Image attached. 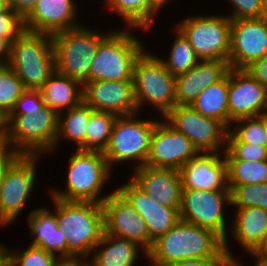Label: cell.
<instances>
[{
  "mask_svg": "<svg viewBox=\"0 0 267 266\" xmlns=\"http://www.w3.org/2000/svg\"><path fill=\"white\" fill-rule=\"evenodd\" d=\"M229 72L219 82L202 90L190 106L205 117L221 121L229 129Z\"/></svg>",
  "mask_w": 267,
  "mask_h": 266,
  "instance_id": "30",
  "label": "cell"
},
{
  "mask_svg": "<svg viewBox=\"0 0 267 266\" xmlns=\"http://www.w3.org/2000/svg\"><path fill=\"white\" fill-rule=\"evenodd\" d=\"M93 111L82 101L78 106L59 113L55 152L63 140L72 141L75 147L77 145L76 149L85 150V133Z\"/></svg>",
  "mask_w": 267,
  "mask_h": 266,
  "instance_id": "29",
  "label": "cell"
},
{
  "mask_svg": "<svg viewBox=\"0 0 267 266\" xmlns=\"http://www.w3.org/2000/svg\"><path fill=\"white\" fill-rule=\"evenodd\" d=\"M89 26H80L52 34L55 71L78 81L89 82L91 63L99 42L108 34Z\"/></svg>",
  "mask_w": 267,
  "mask_h": 266,
  "instance_id": "6",
  "label": "cell"
},
{
  "mask_svg": "<svg viewBox=\"0 0 267 266\" xmlns=\"http://www.w3.org/2000/svg\"><path fill=\"white\" fill-rule=\"evenodd\" d=\"M176 26L200 60H229L231 19L226 15H189Z\"/></svg>",
  "mask_w": 267,
  "mask_h": 266,
  "instance_id": "11",
  "label": "cell"
},
{
  "mask_svg": "<svg viewBox=\"0 0 267 266\" xmlns=\"http://www.w3.org/2000/svg\"><path fill=\"white\" fill-rule=\"evenodd\" d=\"M267 55V24L261 18L231 20L229 65L245 69Z\"/></svg>",
  "mask_w": 267,
  "mask_h": 266,
  "instance_id": "14",
  "label": "cell"
},
{
  "mask_svg": "<svg viewBox=\"0 0 267 266\" xmlns=\"http://www.w3.org/2000/svg\"><path fill=\"white\" fill-rule=\"evenodd\" d=\"M50 199L58 227L65 230L67 258L87 259L105 232L102 204L68 201L52 196Z\"/></svg>",
  "mask_w": 267,
  "mask_h": 266,
  "instance_id": "2",
  "label": "cell"
},
{
  "mask_svg": "<svg viewBox=\"0 0 267 266\" xmlns=\"http://www.w3.org/2000/svg\"><path fill=\"white\" fill-rule=\"evenodd\" d=\"M147 253L134 241L104 232L87 262L88 266H136L138 257L147 258Z\"/></svg>",
  "mask_w": 267,
  "mask_h": 266,
  "instance_id": "26",
  "label": "cell"
},
{
  "mask_svg": "<svg viewBox=\"0 0 267 266\" xmlns=\"http://www.w3.org/2000/svg\"><path fill=\"white\" fill-rule=\"evenodd\" d=\"M76 0H37L32 11L23 19L24 29L54 34L82 24L77 19Z\"/></svg>",
  "mask_w": 267,
  "mask_h": 266,
  "instance_id": "21",
  "label": "cell"
},
{
  "mask_svg": "<svg viewBox=\"0 0 267 266\" xmlns=\"http://www.w3.org/2000/svg\"><path fill=\"white\" fill-rule=\"evenodd\" d=\"M0 266H4V250L3 244L0 242Z\"/></svg>",
  "mask_w": 267,
  "mask_h": 266,
  "instance_id": "52",
  "label": "cell"
},
{
  "mask_svg": "<svg viewBox=\"0 0 267 266\" xmlns=\"http://www.w3.org/2000/svg\"><path fill=\"white\" fill-rule=\"evenodd\" d=\"M146 49L134 65L133 87L138 113L146 105L164 118L175 107V76L163 64L159 55Z\"/></svg>",
  "mask_w": 267,
  "mask_h": 266,
  "instance_id": "7",
  "label": "cell"
},
{
  "mask_svg": "<svg viewBox=\"0 0 267 266\" xmlns=\"http://www.w3.org/2000/svg\"><path fill=\"white\" fill-rule=\"evenodd\" d=\"M82 98L94 111L110 112L117 116L138 113L133 80L86 82Z\"/></svg>",
  "mask_w": 267,
  "mask_h": 266,
  "instance_id": "19",
  "label": "cell"
},
{
  "mask_svg": "<svg viewBox=\"0 0 267 266\" xmlns=\"http://www.w3.org/2000/svg\"><path fill=\"white\" fill-rule=\"evenodd\" d=\"M132 173L130 178L151 198L161 205L180 208L182 184L179 171L144 165Z\"/></svg>",
  "mask_w": 267,
  "mask_h": 266,
  "instance_id": "23",
  "label": "cell"
},
{
  "mask_svg": "<svg viewBox=\"0 0 267 266\" xmlns=\"http://www.w3.org/2000/svg\"><path fill=\"white\" fill-rule=\"evenodd\" d=\"M265 132L267 137V113L265 114ZM266 148H267V140H266Z\"/></svg>",
  "mask_w": 267,
  "mask_h": 266,
  "instance_id": "55",
  "label": "cell"
},
{
  "mask_svg": "<svg viewBox=\"0 0 267 266\" xmlns=\"http://www.w3.org/2000/svg\"><path fill=\"white\" fill-rule=\"evenodd\" d=\"M248 255L250 256V258H255V261H254L255 263L253 266H267V260L258 257L256 254H248ZM240 260L241 259H239V257L235 255L234 257L228 259V263L231 266H245L244 261L242 262V260L241 261ZM243 263H244V265H243ZM246 266H248V265L246 264Z\"/></svg>",
  "mask_w": 267,
  "mask_h": 266,
  "instance_id": "47",
  "label": "cell"
},
{
  "mask_svg": "<svg viewBox=\"0 0 267 266\" xmlns=\"http://www.w3.org/2000/svg\"><path fill=\"white\" fill-rule=\"evenodd\" d=\"M103 201L105 233L124 237L149 251L148 228L142 217L116 189Z\"/></svg>",
  "mask_w": 267,
  "mask_h": 266,
  "instance_id": "17",
  "label": "cell"
},
{
  "mask_svg": "<svg viewBox=\"0 0 267 266\" xmlns=\"http://www.w3.org/2000/svg\"><path fill=\"white\" fill-rule=\"evenodd\" d=\"M266 140L265 114L233 121L227 135V142H246L266 146Z\"/></svg>",
  "mask_w": 267,
  "mask_h": 266,
  "instance_id": "34",
  "label": "cell"
},
{
  "mask_svg": "<svg viewBox=\"0 0 267 266\" xmlns=\"http://www.w3.org/2000/svg\"><path fill=\"white\" fill-rule=\"evenodd\" d=\"M117 115L110 112L93 111L85 133V150L101 151L107 148L112 127Z\"/></svg>",
  "mask_w": 267,
  "mask_h": 266,
  "instance_id": "33",
  "label": "cell"
},
{
  "mask_svg": "<svg viewBox=\"0 0 267 266\" xmlns=\"http://www.w3.org/2000/svg\"><path fill=\"white\" fill-rule=\"evenodd\" d=\"M46 207H35L26 217L32 238L30 245L41 247L59 258H67L65 230L58 227L55 210Z\"/></svg>",
  "mask_w": 267,
  "mask_h": 266,
  "instance_id": "25",
  "label": "cell"
},
{
  "mask_svg": "<svg viewBox=\"0 0 267 266\" xmlns=\"http://www.w3.org/2000/svg\"><path fill=\"white\" fill-rule=\"evenodd\" d=\"M18 155L6 137L0 138V181L7 167Z\"/></svg>",
  "mask_w": 267,
  "mask_h": 266,
  "instance_id": "42",
  "label": "cell"
},
{
  "mask_svg": "<svg viewBox=\"0 0 267 266\" xmlns=\"http://www.w3.org/2000/svg\"><path fill=\"white\" fill-rule=\"evenodd\" d=\"M185 259H227L224 241L212 230L180 220L147 253L148 266H171Z\"/></svg>",
  "mask_w": 267,
  "mask_h": 266,
  "instance_id": "1",
  "label": "cell"
},
{
  "mask_svg": "<svg viewBox=\"0 0 267 266\" xmlns=\"http://www.w3.org/2000/svg\"><path fill=\"white\" fill-rule=\"evenodd\" d=\"M229 128L232 122L267 113V88L245 69L229 70Z\"/></svg>",
  "mask_w": 267,
  "mask_h": 266,
  "instance_id": "16",
  "label": "cell"
},
{
  "mask_svg": "<svg viewBox=\"0 0 267 266\" xmlns=\"http://www.w3.org/2000/svg\"><path fill=\"white\" fill-rule=\"evenodd\" d=\"M260 18L267 24V0H264L263 11Z\"/></svg>",
  "mask_w": 267,
  "mask_h": 266,
  "instance_id": "51",
  "label": "cell"
},
{
  "mask_svg": "<svg viewBox=\"0 0 267 266\" xmlns=\"http://www.w3.org/2000/svg\"><path fill=\"white\" fill-rule=\"evenodd\" d=\"M41 155H18L0 181V227H8L22 214L35 189Z\"/></svg>",
  "mask_w": 267,
  "mask_h": 266,
  "instance_id": "10",
  "label": "cell"
},
{
  "mask_svg": "<svg viewBox=\"0 0 267 266\" xmlns=\"http://www.w3.org/2000/svg\"><path fill=\"white\" fill-rule=\"evenodd\" d=\"M44 106L40 90H26L8 115H33Z\"/></svg>",
  "mask_w": 267,
  "mask_h": 266,
  "instance_id": "40",
  "label": "cell"
},
{
  "mask_svg": "<svg viewBox=\"0 0 267 266\" xmlns=\"http://www.w3.org/2000/svg\"><path fill=\"white\" fill-rule=\"evenodd\" d=\"M228 205H232L230 190L182 189L180 220L212 230L225 241L230 230L225 214Z\"/></svg>",
  "mask_w": 267,
  "mask_h": 266,
  "instance_id": "12",
  "label": "cell"
},
{
  "mask_svg": "<svg viewBox=\"0 0 267 266\" xmlns=\"http://www.w3.org/2000/svg\"><path fill=\"white\" fill-rule=\"evenodd\" d=\"M228 259H185L171 266H225Z\"/></svg>",
  "mask_w": 267,
  "mask_h": 266,
  "instance_id": "45",
  "label": "cell"
},
{
  "mask_svg": "<svg viewBox=\"0 0 267 266\" xmlns=\"http://www.w3.org/2000/svg\"><path fill=\"white\" fill-rule=\"evenodd\" d=\"M10 52V43L0 37V65H7Z\"/></svg>",
  "mask_w": 267,
  "mask_h": 266,
  "instance_id": "48",
  "label": "cell"
},
{
  "mask_svg": "<svg viewBox=\"0 0 267 266\" xmlns=\"http://www.w3.org/2000/svg\"><path fill=\"white\" fill-rule=\"evenodd\" d=\"M229 4L232 12L227 16L231 20L260 18L264 0H229Z\"/></svg>",
  "mask_w": 267,
  "mask_h": 266,
  "instance_id": "41",
  "label": "cell"
},
{
  "mask_svg": "<svg viewBox=\"0 0 267 266\" xmlns=\"http://www.w3.org/2000/svg\"><path fill=\"white\" fill-rule=\"evenodd\" d=\"M232 217L231 233L224 241V253L227 259L235 256L228 239L230 235L246 254H255L267 237V210L259 207L236 208ZM234 220V221H233Z\"/></svg>",
  "mask_w": 267,
  "mask_h": 266,
  "instance_id": "22",
  "label": "cell"
},
{
  "mask_svg": "<svg viewBox=\"0 0 267 266\" xmlns=\"http://www.w3.org/2000/svg\"><path fill=\"white\" fill-rule=\"evenodd\" d=\"M5 137V118L0 115V138Z\"/></svg>",
  "mask_w": 267,
  "mask_h": 266,
  "instance_id": "50",
  "label": "cell"
},
{
  "mask_svg": "<svg viewBox=\"0 0 267 266\" xmlns=\"http://www.w3.org/2000/svg\"><path fill=\"white\" fill-rule=\"evenodd\" d=\"M161 120L154 127L146 165L179 171L183 164L199 152L185 135Z\"/></svg>",
  "mask_w": 267,
  "mask_h": 266,
  "instance_id": "15",
  "label": "cell"
},
{
  "mask_svg": "<svg viewBox=\"0 0 267 266\" xmlns=\"http://www.w3.org/2000/svg\"><path fill=\"white\" fill-rule=\"evenodd\" d=\"M185 135L198 152H224L229 129L219 120L208 118L190 105H175L163 118Z\"/></svg>",
  "mask_w": 267,
  "mask_h": 266,
  "instance_id": "13",
  "label": "cell"
},
{
  "mask_svg": "<svg viewBox=\"0 0 267 266\" xmlns=\"http://www.w3.org/2000/svg\"><path fill=\"white\" fill-rule=\"evenodd\" d=\"M7 65L26 90H40L55 72L52 35L24 30L10 43Z\"/></svg>",
  "mask_w": 267,
  "mask_h": 266,
  "instance_id": "4",
  "label": "cell"
},
{
  "mask_svg": "<svg viewBox=\"0 0 267 266\" xmlns=\"http://www.w3.org/2000/svg\"><path fill=\"white\" fill-rule=\"evenodd\" d=\"M231 191V207H259L267 210V182L228 186Z\"/></svg>",
  "mask_w": 267,
  "mask_h": 266,
  "instance_id": "37",
  "label": "cell"
},
{
  "mask_svg": "<svg viewBox=\"0 0 267 266\" xmlns=\"http://www.w3.org/2000/svg\"><path fill=\"white\" fill-rule=\"evenodd\" d=\"M26 91L22 81L8 65H0V115L8 116L16 101Z\"/></svg>",
  "mask_w": 267,
  "mask_h": 266,
  "instance_id": "36",
  "label": "cell"
},
{
  "mask_svg": "<svg viewBox=\"0 0 267 266\" xmlns=\"http://www.w3.org/2000/svg\"><path fill=\"white\" fill-rule=\"evenodd\" d=\"M83 86L76 80L55 71L40 92L46 106L58 114L78 106L82 101Z\"/></svg>",
  "mask_w": 267,
  "mask_h": 266,
  "instance_id": "27",
  "label": "cell"
},
{
  "mask_svg": "<svg viewBox=\"0 0 267 266\" xmlns=\"http://www.w3.org/2000/svg\"><path fill=\"white\" fill-rule=\"evenodd\" d=\"M54 266H88V262L81 257L60 258Z\"/></svg>",
  "mask_w": 267,
  "mask_h": 266,
  "instance_id": "46",
  "label": "cell"
},
{
  "mask_svg": "<svg viewBox=\"0 0 267 266\" xmlns=\"http://www.w3.org/2000/svg\"><path fill=\"white\" fill-rule=\"evenodd\" d=\"M68 158L65 189L50 188L49 196L68 201L103 203L110 194L103 195L104 186L113 172L101 151L75 149ZM53 189V190H52ZM101 192V194H100ZM100 195V196H99Z\"/></svg>",
  "mask_w": 267,
  "mask_h": 266,
  "instance_id": "3",
  "label": "cell"
},
{
  "mask_svg": "<svg viewBox=\"0 0 267 266\" xmlns=\"http://www.w3.org/2000/svg\"><path fill=\"white\" fill-rule=\"evenodd\" d=\"M230 69L225 60H200L175 77V105H190L202 90L222 80Z\"/></svg>",
  "mask_w": 267,
  "mask_h": 266,
  "instance_id": "24",
  "label": "cell"
},
{
  "mask_svg": "<svg viewBox=\"0 0 267 266\" xmlns=\"http://www.w3.org/2000/svg\"><path fill=\"white\" fill-rule=\"evenodd\" d=\"M37 0H6L7 6L12 8L24 19L34 8Z\"/></svg>",
  "mask_w": 267,
  "mask_h": 266,
  "instance_id": "44",
  "label": "cell"
},
{
  "mask_svg": "<svg viewBox=\"0 0 267 266\" xmlns=\"http://www.w3.org/2000/svg\"><path fill=\"white\" fill-rule=\"evenodd\" d=\"M102 2L112 14L115 12L122 21L124 20V28L140 29L145 31L144 33L155 28L152 27L154 18L162 10L154 0H104Z\"/></svg>",
  "mask_w": 267,
  "mask_h": 266,
  "instance_id": "28",
  "label": "cell"
},
{
  "mask_svg": "<svg viewBox=\"0 0 267 266\" xmlns=\"http://www.w3.org/2000/svg\"><path fill=\"white\" fill-rule=\"evenodd\" d=\"M225 160L227 162L228 186L261 184L267 182V160Z\"/></svg>",
  "mask_w": 267,
  "mask_h": 266,
  "instance_id": "32",
  "label": "cell"
},
{
  "mask_svg": "<svg viewBox=\"0 0 267 266\" xmlns=\"http://www.w3.org/2000/svg\"><path fill=\"white\" fill-rule=\"evenodd\" d=\"M132 30L138 29L108 30L91 63L89 82L133 80L135 62L146 47Z\"/></svg>",
  "mask_w": 267,
  "mask_h": 266,
  "instance_id": "5",
  "label": "cell"
},
{
  "mask_svg": "<svg viewBox=\"0 0 267 266\" xmlns=\"http://www.w3.org/2000/svg\"><path fill=\"white\" fill-rule=\"evenodd\" d=\"M59 114L44 106L33 115H8L5 137L19 155L53 154Z\"/></svg>",
  "mask_w": 267,
  "mask_h": 266,
  "instance_id": "9",
  "label": "cell"
},
{
  "mask_svg": "<svg viewBox=\"0 0 267 266\" xmlns=\"http://www.w3.org/2000/svg\"><path fill=\"white\" fill-rule=\"evenodd\" d=\"M223 154L225 159H240L246 161L267 160L266 146L246 142H227Z\"/></svg>",
  "mask_w": 267,
  "mask_h": 266,
  "instance_id": "38",
  "label": "cell"
},
{
  "mask_svg": "<svg viewBox=\"0 0 267 266\" xmlns=\"http://www.w3.org/2000/svg\"><path fill=\"white\" fill-rule=\"evenodd\" d=\"M117 189L145 221L149 234V250L153 242L180 221V208L161 205L151 198L131 178Z\"/></svg>",
  "mask_w": 267,
  "mask_h": 266,
  "instance_id": "18",
  "label": "cell"
},
{
  "mask_svg": "<svg viewBox=\"0 0 267 266\" xmlns=\"http://www.w3.org/2000/svg\"><path fill=\"white\" fill-rule=\"evenodd\" d=\"M27 247L24 251L20 248L14 250L3 244L4 266H54L60 259L41 247L30 244Z\"/></svg>",
  "mask_w": 267,
  "mask_h": 266,
  "instance_id": "35",
  "label": "cell"
},
{
  "mask_svg": "<svg viewBox=\"0 0 267 266\" xmlns=\"http://www.w3.org/2000/svg\"><path fill=\"white\" fill-rule=\"evenodd\" d=\"M138 114L117 116L113 124L110 141L103 152L111 170L120 163L133 161L134 170L147 163L151 136L160 119L158 116L141 119Z\"/></svg>",
  "mask_w": 267,
  "mask_h": 266,
  "instance_id": "8",
  "label": "cell"
},
{
  "mask_svg": "<svg viewBox=\"0 0 267 266\" xmlns=\"http://www.w3.org/2000/svg\"><path fill=\"white\" fill-rule=\"evenodd\" d=\"M162 9L164 7V5H166V2L171 1V0H154Z\"/></svg>",
  "mask_w": 267,
  "mask_h": 266,
  "instance_id": "53",
  "label": "cell"
},
{
  "mask_svg": "<svg viewBox=\"0 0 267 266\" xmlns=\"http://www.w3.org/2000/svg\"><path fill=\"white\" fill-rule=\"evenodd\" d=\"M258 257L267 260V237L260 249L255 253Z\"/></svg>",
  "mask_w": 267,
  "mask_h": 266,
  "instance_id": "49",
  "label": "cell"
},
{
  "mask_svg": "<svg viewBox=\"0 0 267 266\" xmlns=\"http://www.w3.org/2000/svg\"><path fill=\"white\" fill-rule=\"evenodd\" d=\"M245 70L249 72L255 80L267 88V55L253 61Z\"/></svg>",
  "mask_w": 267,
  "mask_h": 266,
  "instance_id": "43",
  "label": "cell"
},
{
  "mask_svg": "<svg viewBox=\"0 0 267 266\" xmlns=\"http://www.w3.org/2000/svg\"><path fill=\"white\" fill-rule=\"evenodd\" d=\"M23 19L9 6L0 10V37L11 43L24 31Z\"/></svg>",
  "mask_w": 267,
  "mask_h": 266,
  "instance_id": "39",
  "label": "cell"
},
{
  "mask_svg": "<svg viewBox=\"0 0 267 266\" xmlns=\"http://www.w3.org/2000/svg\"><path fill=\"white\" fill-rule=\"evenodd\" d=\"M179 172L182 189L230 190L223 152H199Z\"/></svg>",
  "mask_w": 267,
  "mask_h": 266,
  "instance_id": "20",
  "label": "cell"
},
{
  "mask_svg": "<svg viewBox=\"0 0 267 266\" xmlns=\"http://www.w3.org/2000/svg\"><path fill=\"white\" fill-rule=\"evenodd\" d=\"M175 30V31H174ZM173 33L175 35L172 41L171 49L167 58L161 57L165 68L173 75L178 76L186 73L194 67L200 59L197 57L193 46L190 44L184 34L175 26Z\"/></svg>",
  "mask_w": 267,
  "mask_h": 266,
  "instance_id": "31",
  "label": "cell"
},
{
  "mask_svg": "<svg viewBox=\"0 0 267 266\" xmlns=\"http://www.w3.org/2000/svg\"><path fill=\"white\" fill-rule=\"evenodd\" d=\"M6 6V0H0V10L4 9Z\"/></svg>",
  "mask_w": 267,
  "mask_h": 266,
  "instance_id": "54",
  "label": "cell"
}]
</instances>
